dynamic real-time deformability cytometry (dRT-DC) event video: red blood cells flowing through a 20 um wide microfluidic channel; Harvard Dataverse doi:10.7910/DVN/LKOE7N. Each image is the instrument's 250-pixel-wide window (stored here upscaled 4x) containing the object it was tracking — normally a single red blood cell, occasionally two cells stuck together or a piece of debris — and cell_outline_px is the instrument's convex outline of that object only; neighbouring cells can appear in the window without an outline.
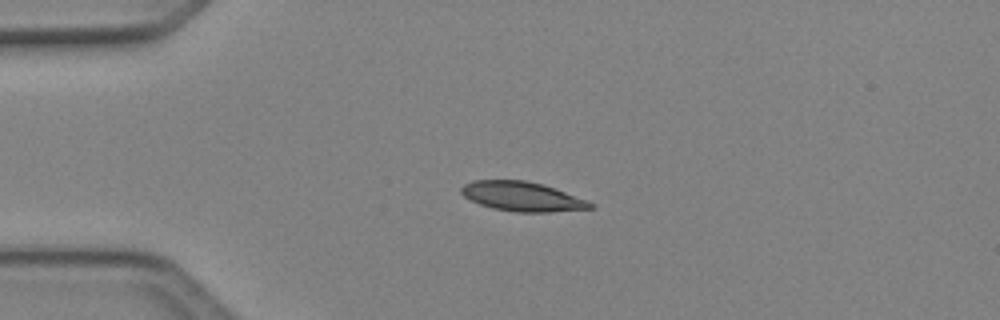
{"species": "Egyptian fruit bat (a non-hibernating species)", "species_latin": "Rousettus aegyptiacus", "temperature_condition": "cold", "stored_images_in_passage": 4, "camera_frame_rate_fps": 3000, "um_per_image_px": 0.085, "animal": {"sex": "female"}, "frame": {"image": 1, "passage_image": 3, "time_ms": 0.667, "image_size_px": [1000, 320], "cell_outline_px": [[596, 204], [592, 208], [548, 212], [516, 212], [492, 208], [480, 204], [464, 196], [460, 192], [460, 188], [464, 184], [472, 180], [524, 180], [544, 184]], "centroid_in_image_um": [44.36, 16.69], "position_along_channel_um": 40.6, "area_um2": 22.02}}